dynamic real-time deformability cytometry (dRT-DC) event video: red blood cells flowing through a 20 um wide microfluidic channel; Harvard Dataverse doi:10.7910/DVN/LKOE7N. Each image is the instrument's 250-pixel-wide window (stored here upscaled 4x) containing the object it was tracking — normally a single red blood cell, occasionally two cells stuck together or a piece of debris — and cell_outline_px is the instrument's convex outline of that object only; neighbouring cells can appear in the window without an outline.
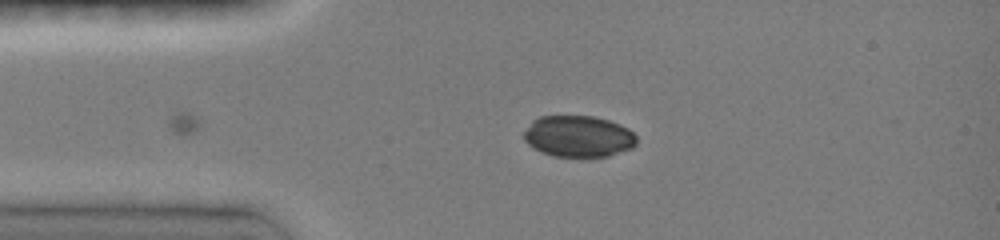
{"species": "common noctule bat (a hibernating species)", "species_latin": "Nyctalus noctula", "temperature_condition": "room temperature", "stored_images_in_passage": 2, "camera_frame_rate_fps": 3000, "um_per_image_px": 0.085, "animal": {"sex": "female", "body_mass_g": 19.0, "forearm_length_mm": 51.5}, "frame": {"image": 1, "passage_image": 1, "time_ms": 0.0, "image_size_px": [1000, 240], "cell_outline_px": [[636, 144], [632, 148], [608, 156], [588, 160], [552, 156], [540, 152], [528, 144], [524, 140], [524, 132], [532, 120], [540, 116], [592, 116], [608, 120], [620, 124], [628, 128], [636, 136]], "centroid_in_image_um": [49.16, 11.64], "position_along_channel_um": 35.8, "area_um2": 27.98}}